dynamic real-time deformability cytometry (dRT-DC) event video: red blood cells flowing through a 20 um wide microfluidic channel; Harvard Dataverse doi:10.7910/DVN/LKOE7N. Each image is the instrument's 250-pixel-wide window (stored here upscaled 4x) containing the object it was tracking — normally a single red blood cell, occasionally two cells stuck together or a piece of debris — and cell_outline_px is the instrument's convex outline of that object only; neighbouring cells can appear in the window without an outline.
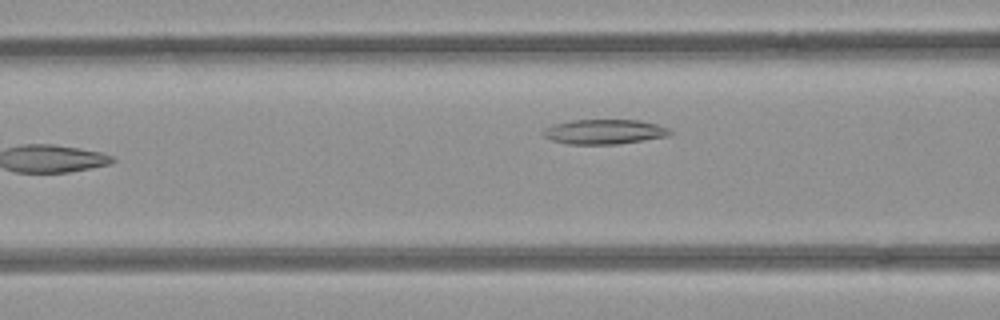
{"species": "common noctule bat (a hibernating species)", "species_latin": "Nyctalus noctula", "temperature_condition": "room temperature", "stored_images_in_passage": 8, "camera_frame_rate_fps": 3000, "um_per_image_px": 0.085, "animal": {"sex": "female", "body_mass_g": 21.9}, "frame": {"image": 1, "passage_image": 6, "time_ms": 1.667, "image_size_px": [1000, 320], "cell_outline_px": [[672, 132], [668, 136], [644, 140], [616, 144], [568, 144], [552, 140], [544, 136], [540, 132], [544, 128], [552, 124], [572, 120], [640, 120], [656, 124], [668, 128]], "centroid_in_image_um": [51.33, 11.19], "position_along_channel_um": 115.3, "area_um2": 18.32}}
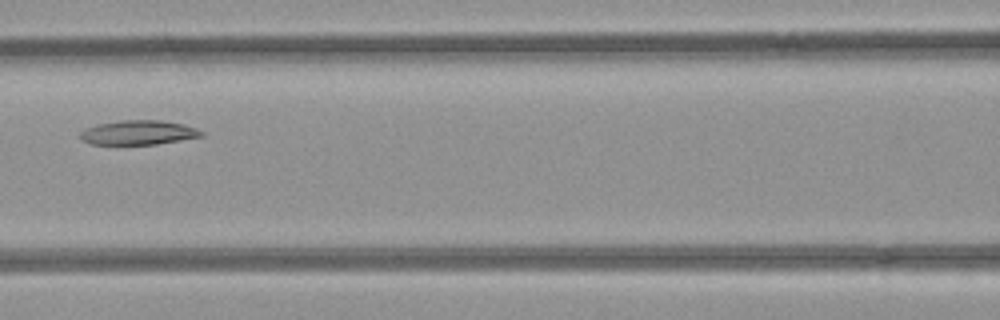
{"frame": {"image": 2, "passage_image": 7, "time_ms": 2.0, "image_size_px": [1000, 320], "cell_outline_px": [[204, 136], [156, 144], [88, 144], [80, 136], [80, 132], [84, 128], [100, 124], [120, 120], [160, 120], [184, 124], [196, 128], [204, 132]], "centroid_in_image_um": [11.78, 11.26], "position_along_channel_um": 154.8, "area_um2": 17.17}}
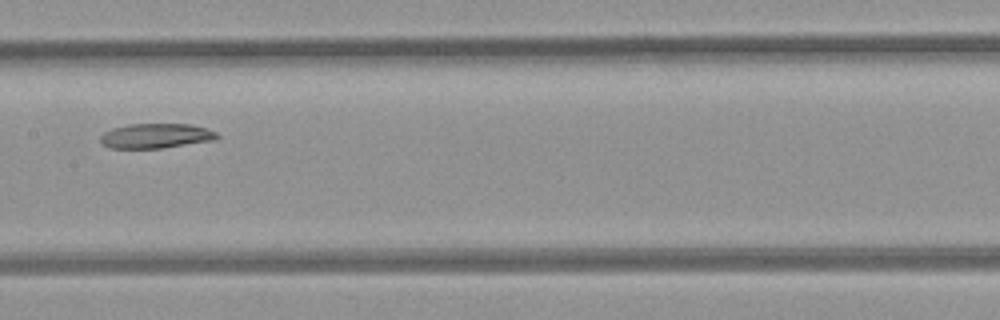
{"frame": {"image": 3, "passage_image": 8, "time_ms": 2.333, "image_size_px": [1000, 320], "cell_outline_px": [[220, 136], [216, 140], [160, 148], [108, 148], [100, 144], [100, 136], [104, 132], [112, 128], [128, 124], [192, 124], [216, 132]], "centroid_in_image_um": [13.22, 11.55], "position_along_channel_um": 194.2, "area_um2": 16.94}}